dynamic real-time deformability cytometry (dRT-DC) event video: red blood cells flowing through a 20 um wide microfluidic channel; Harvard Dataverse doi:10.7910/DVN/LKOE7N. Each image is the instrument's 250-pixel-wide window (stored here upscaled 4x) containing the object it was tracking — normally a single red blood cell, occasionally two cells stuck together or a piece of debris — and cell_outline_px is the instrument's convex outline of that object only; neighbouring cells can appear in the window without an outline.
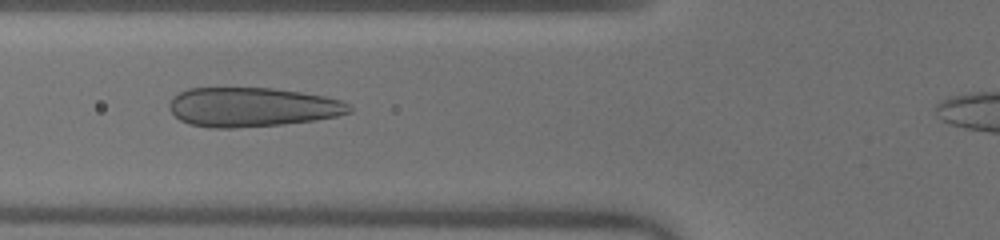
{"species": "human", "species_latin": "Homo sapiens", "temperature_condition": "warm", "stored_images_in_passage": 38, "camera_frame_rate_fps": 3000, "um_per_image_px": 0.085, "donor": {"sex": "male"}, "frame": {"image": 1, "passage_image": 11, "time_ms": 3.333, "image_size_px": [1000, 240], "cell_outline_px": [[352, 112], [336, 116], [316, 120], [284, 124], [232, 128], [212, 128], [192, 124], [180, 120], [168, 108], [168, 104], [180, 92], [188, 88], [272, 88], [300, 92], [324, 96], [340, 100], [348, 104], [352, 108]], "centroid_in_image_um": [21.45, 9.1], "position_along_channel_um": 104.4, "area_um2": 41.04}}
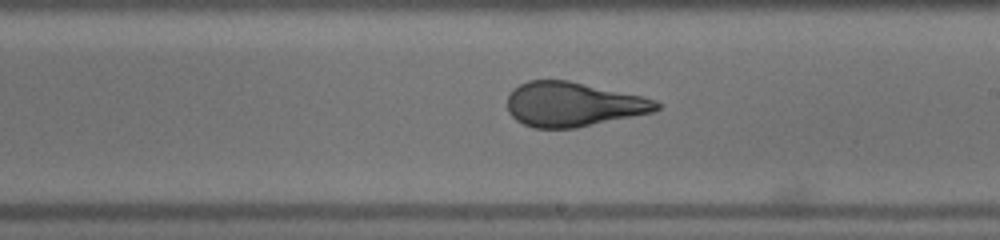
{"frame": {"image": 2, "passage_image": 21, "time_ms": 6.667, "image_size_px": [1000, 240], "cell_outline_px": [[660, 108], [652, 112], [576, 128], [532, 128], [516, 120], [508, 112], [508, 96], [520, 84], [528, 80], [568, 80], [640, 96], [656, 100], [660, 104]], "centroid_in_image_um": [48.69, 8.88], "position_along_channel_um": 240.3, "area_um2": 38.26}}
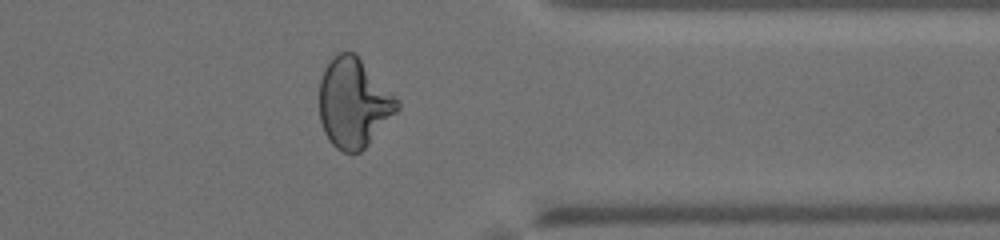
{"frame": {"image": 3, "passage_image": 32, "time_ms": 10.333, "image_size_px": [1000, 240], "cell_outline_px": [[400, 108], [368, 144], [360, 152], [344, 152], [336, 148], [328, 140], [324, 132], [320, 120], [320, 80], [324, 68], [328, 60], [336, 52], [356, 52], [400, 104]], "centroid_in_image_um": [30.02, 8.73], "position_along_channel_um": 381.4, "area_um2": 40.29}}